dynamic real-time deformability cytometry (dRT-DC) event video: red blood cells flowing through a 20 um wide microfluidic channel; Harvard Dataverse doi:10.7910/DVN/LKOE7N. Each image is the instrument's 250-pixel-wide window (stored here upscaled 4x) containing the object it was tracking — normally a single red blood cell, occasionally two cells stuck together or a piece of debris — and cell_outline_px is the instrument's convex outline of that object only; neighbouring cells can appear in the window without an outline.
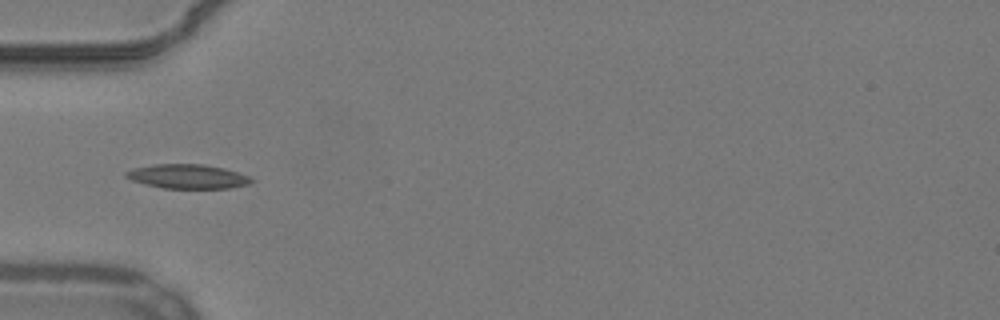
{"species": "common noctule bat (a hibernating species)", "species_latin": "Nyctalus noctula", "temperature_condition": "warm", "stored_images_in_passage": 8, "camera_frame_rate_fps": 3000, "um_per_image_px": 0.085, "animal": {"sex": "male", "body_mass_g": 19.2, "forearm_length_mm": 51.8}, "frame": {"image": 1, "passage_image": 1, "time_ms": 0.0, "image_size_px": [1000, 320], "cell_outline_px": [[256, 180], [248, 184], [228, 188], [164, 188], [144, 184], [132, 180], [124, 176], [124, 172], [132, 168], [152, 164], [204, 164], [224, 168], [248, 176]], "centroid_in_image_um": [15.91, 14.99], "position_along_channel_um": 69.1, "area_um2": 17.74}}
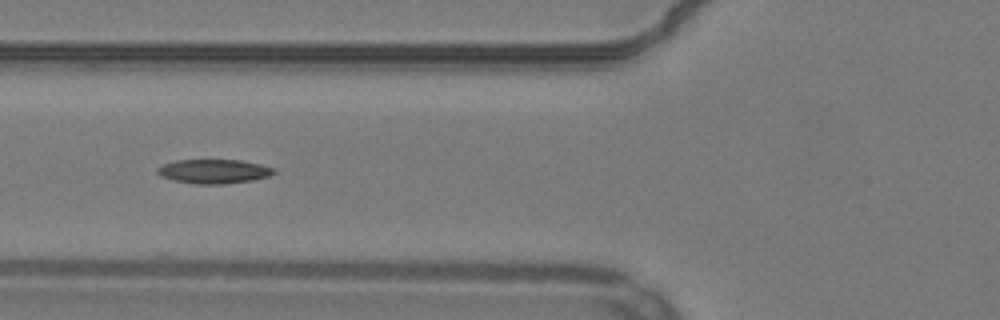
{"frame": {"image": 2, "passage_image": 4, "time_ms": 1.0, "image_size_px": [1000, 320], "cell_outline_px": [[276, 172], [268, 176], [252, 180], [224, 184], [196, 184], [172, 180], [160, 176], [156, 172], [156, 168], [164, 164], [176, 160], [240, 160], [260, 164], [276, 168]], "centroid_in_image_um": [18.16, 14.57], "position_along_channel_um": 107.6, "area_um2": 16.47}}
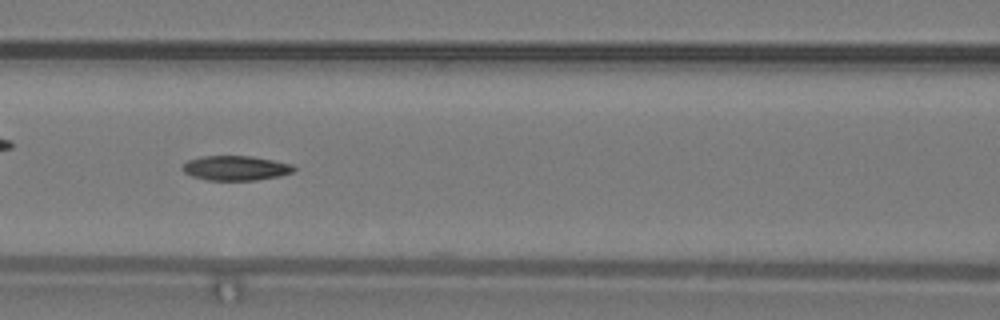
{"frame": {"image": 3, "passage_image": 7, "time_ms": 2.0, "image_size_px": [1000, 320], "cell_outline_px": [[296, 168], [292, 172], [280, 176], [256, 180], [208, 180], [192, 176], [184, 172], [180, 168], [188, 160], [200, 156], [252, 156], [292, 164]], "centroid_in_image_um": [20.02, 14.28], "position_along_channel_um": 146.6, "area_um2": 16.01}}